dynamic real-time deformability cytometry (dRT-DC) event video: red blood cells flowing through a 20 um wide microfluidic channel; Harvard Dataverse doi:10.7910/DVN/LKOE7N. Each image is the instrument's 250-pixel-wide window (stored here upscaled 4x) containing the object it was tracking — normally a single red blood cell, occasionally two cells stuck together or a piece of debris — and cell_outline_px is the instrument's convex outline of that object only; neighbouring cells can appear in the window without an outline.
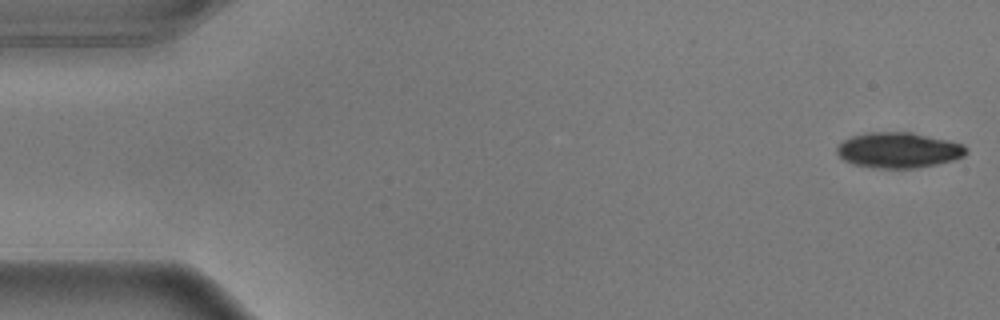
{"species": "common noctule bat (a hibernating species)", "species_latin": "Nyctalus noctula", "temperature_condition": "warm", "stored_images_in_passage": 55, "camera_frame_rate_fps": 3000, "um_per_image_px": 0.085, "animal": {"sex": "male", "body_mass_g": 17.9}, "frame": {"image": 1, "passage_image": 1, "time_ms": 0.0, "image_size_px": [1000, 320], "cell_outline_px": [[968, 152], [964, 156], [952, 160], [936, 164], [916, 168], [872, 168], [852, 164], [844, 160], [836, 152], [836, 148], [844, 140], [852, 136], [868, 132], [912, 132], [948, 140], [964, 144], [968, 148]], "centroid_in_image_um": [76.39, 12.76], "position_along_channel_um": 8.6, "area_um2": 26.88}, "authors_computed_cell_mechanics": {"area_um2": 27.5128, "velocity_mm_per_s": 3.6182, "shape_relaxation_time_tau1_ms": 1.7378, "shape_relaxation_time_tau2_ms": null, "deformation_change_tau1": 0.1555, "deformation_change_tau2": null}}